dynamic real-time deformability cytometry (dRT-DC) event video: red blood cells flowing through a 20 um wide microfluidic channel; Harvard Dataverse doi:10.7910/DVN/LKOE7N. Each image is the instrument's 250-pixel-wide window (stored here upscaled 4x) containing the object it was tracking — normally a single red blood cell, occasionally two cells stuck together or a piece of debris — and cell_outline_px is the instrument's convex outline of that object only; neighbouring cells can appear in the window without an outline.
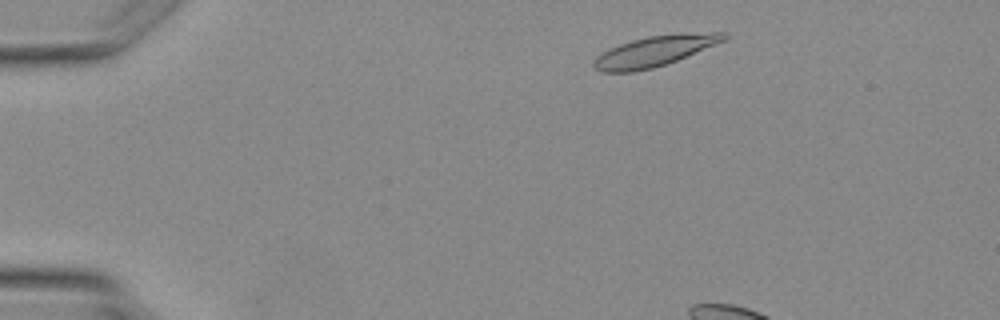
{"species": "Egyptian fruit bat (a non-hibernating species)", "species_latin": "Rousettus aegyptiacus", "temperature_condition": "warm", "stored_images_in_passage": 4, "camera_frame_rate_fps": 3000, "um_per_image_px": 0.085, "animal": {"sex": "female"}, "frame": {"image": 1, "passage_image": 2, "time_ms": 0.667, "image_size_px": [1000, 320], "cell_outline_px": [[728, 40], [676, 60], [652, 68], [632, 72], [600, 72], [592, 64], [592, 60], [596, 56], [620, 44], [632, 40], [648, 36], [712, 32], [728, 32]], "centroid_in_image_um": [55.66, 4.35], "position_along_channel_um": 29.3, "area_um2": 22.77}}